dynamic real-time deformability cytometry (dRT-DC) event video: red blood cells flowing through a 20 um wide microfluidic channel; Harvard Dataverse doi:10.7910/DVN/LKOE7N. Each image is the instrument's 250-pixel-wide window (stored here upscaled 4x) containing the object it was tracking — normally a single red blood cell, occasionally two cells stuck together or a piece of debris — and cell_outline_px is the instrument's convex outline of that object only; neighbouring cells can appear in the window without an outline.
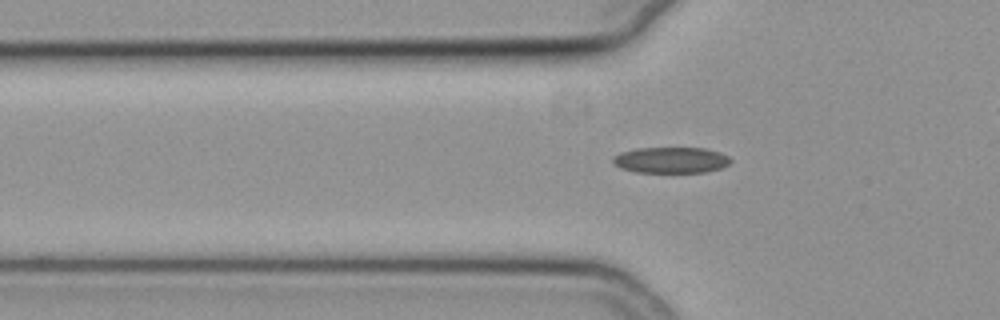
{"species": "common noctule bat (a hibernating species)", "species_latin": "Nyctalus noctula", "temperature_condition": "cold", "stored_images_in_passage": 40, "camera_frame_rate_fps": 3000, "um_per_image_px": 0.085, "animal": {"sex": "female", "body_mass_g": 19.3, "forearm_length_mm": 54.1}, "frame": {"image": 1, "passage_image": 9, "time_ms": 2.667, "image_size_px": [1000, 320], "cell_outline_px": [[732, 160], [724, 168], [708, 172], [636, 172], [620, 168], [612, 160], [612, 156], [620, 152], [636, 148], [704, 148], [720, 152], [728, 156]], "centroid_in_image_um": [57.05, 13.61], "position_along_channel_um": 68.7, "area_um2": 17.98}}
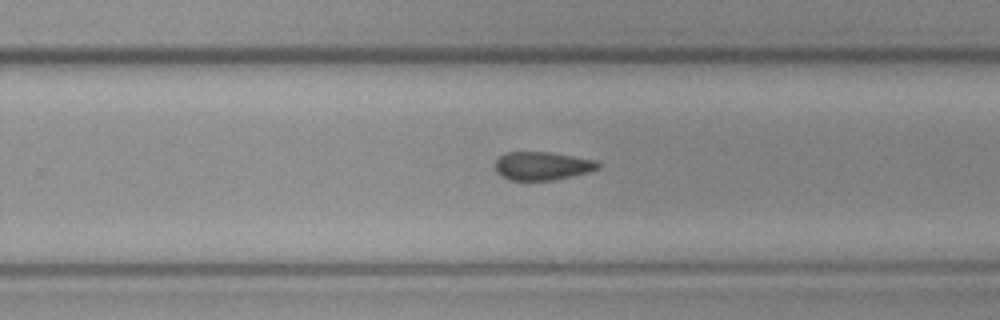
{"frame": {"image": 2, "passage_image": 26, "time_ms": 8.333, "image_size_px": [1000, 320], "cell_outline_px": [[600, 168], [588, 172], [572, 176], [552, 180], [508, 180], [500, 176], [496, 172], [496, 156], [504, 152], [548, 152], [596, 160], [600, 164]], "centroid_in_image_um": [46.05, 14.1], "position_along_channel_um": 283.8, "area_um2": 17.11}}
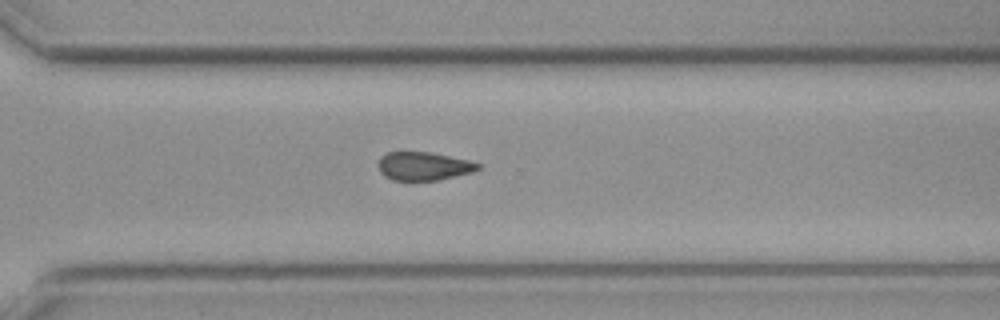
{"frame": {"image": 3, "passage_image": 30, "time_ms": 9.667, "image_size_px": [1000, 320], "cell_outline_px": [[480, 168], [472, 172], [440, 180], [392, 180], [384, 176], [380, 172], [376, 164], [380, 156], [384, 152], [432, 152], [468, 160], [480, 164]], "centroid_in_image_um": [35.95, 14.11], "position_along_channel_um": 334.6, "area_um2": 16.7}}